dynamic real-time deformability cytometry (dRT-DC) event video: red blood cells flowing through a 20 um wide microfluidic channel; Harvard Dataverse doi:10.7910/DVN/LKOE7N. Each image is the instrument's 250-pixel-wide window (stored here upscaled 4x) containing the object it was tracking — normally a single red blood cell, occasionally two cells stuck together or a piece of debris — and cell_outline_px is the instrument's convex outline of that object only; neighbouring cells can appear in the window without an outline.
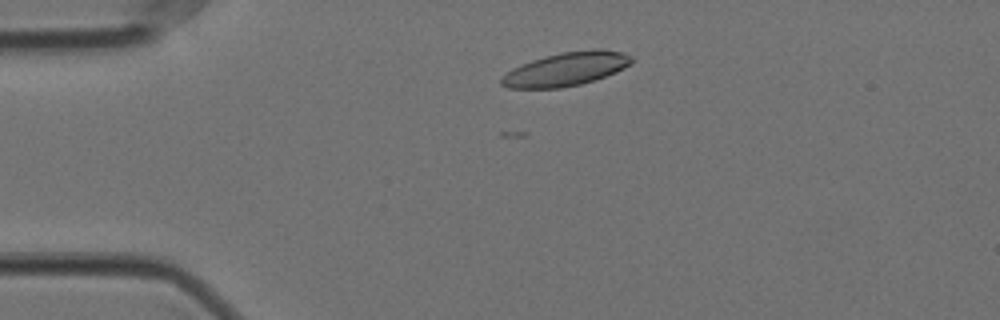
{"species": "Egyptian fruit bat (a non-hibernating species)", "species_latin": "Rousettus aegyptiacus", "temperature_condition": "cold", "stored_images_in_passage": 3, "camera_frame_rate_fps": 3000, "um_per_image_px": 0.085, "animal": {"sex": "female"}, "frame": {"image": 1, "passage_image": 3, "time_ms": 0.667, "image_size_px": [1000, 320], "cell_outline_px": [[632, 64], [616, 72], [580, 84], [560, 88], [508, 88], [500, 84], [500, 80], [512, 68], [520, 64], [544, 56], [560, 52], [596, 48], [624, 52], [632, 56]], "centroid_in_image_um": [48.13, 5.85], "position_along_channel_um": 36.9, "area_um2": 25.49}}